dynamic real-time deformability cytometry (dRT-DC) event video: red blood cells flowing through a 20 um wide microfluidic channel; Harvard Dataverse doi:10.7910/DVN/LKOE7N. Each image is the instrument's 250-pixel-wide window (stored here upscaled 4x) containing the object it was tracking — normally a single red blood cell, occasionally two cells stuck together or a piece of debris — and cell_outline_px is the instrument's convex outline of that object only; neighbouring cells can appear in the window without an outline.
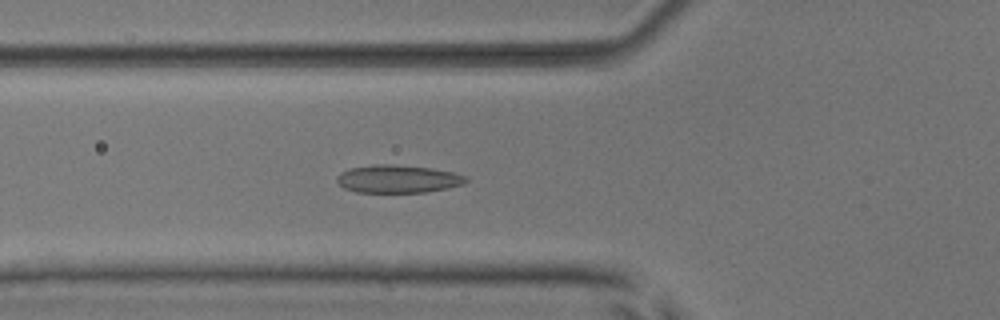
{"species": "common noctule bat (a hibernating species)", "species_latin": "Nyctalus noctula", "temperature_condition": "room temperature", "stored_images_in_passage": 46, "camera_frame_rate_fps": 3000, "um_per_image_px": 0.085, "animal": {"sex": "male", "body_mass_g": 17.9, "forearm_length_mm": 54.2}, "frame": {"image": 1, "passage_image": 12, "time_ms": 3.667, "image_size_px": [1000, 320], "cell_outline_px": [[468, 180], [464, 184], [448, 188], [424, 192], [356, 192], [344, 188], [336, 180], [336, 176], [340, 172], [352, 168], [372, 164], [392, 164], [428, 168], [452, 172], [464, 176]], "centroid_in_image_um": [33.79, 15.21], "position_along_channel_um": 92.0, "area_um2": 20.81}}
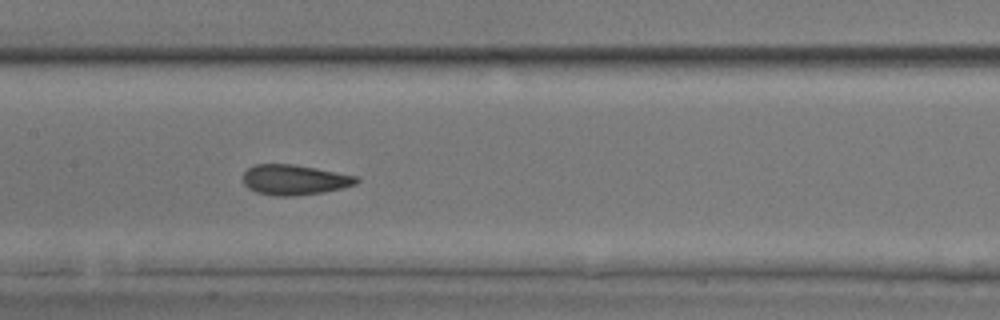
{"frame": {"image": 2, "passage_image": 19, "time_ms": 6.0, "image_size_px": [1000, 320], "cell_outline_px": [[360, 180], [356, 184], [344, 188], [324, 192], [292, 196], [276, 196], [256, 192], [248, 188], [244, 184], [244, 172], [248, 168], [256, 164], [292, 164], [316, 168], [356, 176]], "centroid_in_image_um": [25.04, 15.29], "position_along_channel_um": 182.4, "area_um2": 19.94}}
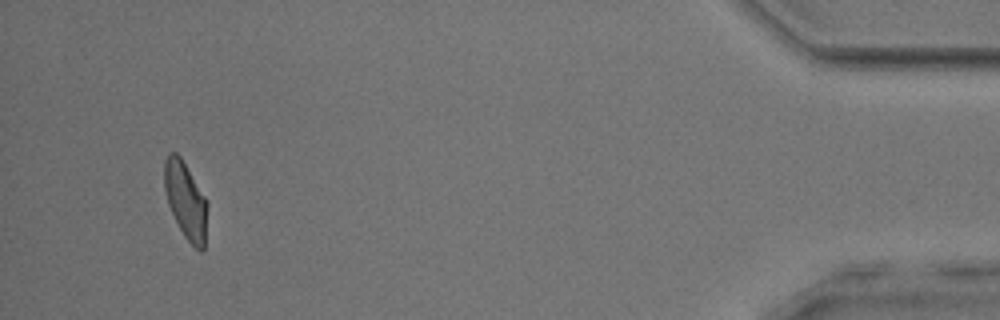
{"frame": {"image": 3, "passage_image": 43, "time_ms": 14.0, "image_size_px": [1000, 320], "cell_outline_px": [[208, 204], [204, 248], [200, 252], [184, 236], [168, 204], [164, 188], [164, 160], [168, 152], [176, 152], [180, 156], [204, 196]], "centroid_in_image_um": [15.77, 17.01], "position_along_channel_um": 419.4, "area_um2": 19.02}, "authors_computed_cell_mechanics": {"area_um2": 20.0855, "velocity_mm_per_s": 3.863, "shape_relaxation_time_tau1_ms": 4.3837, "shape_relaxation_time_tau2_ms": 1.4815, "deformation_change_tau1": 0.1362, "deformation_change_tau2": 0.0707}}